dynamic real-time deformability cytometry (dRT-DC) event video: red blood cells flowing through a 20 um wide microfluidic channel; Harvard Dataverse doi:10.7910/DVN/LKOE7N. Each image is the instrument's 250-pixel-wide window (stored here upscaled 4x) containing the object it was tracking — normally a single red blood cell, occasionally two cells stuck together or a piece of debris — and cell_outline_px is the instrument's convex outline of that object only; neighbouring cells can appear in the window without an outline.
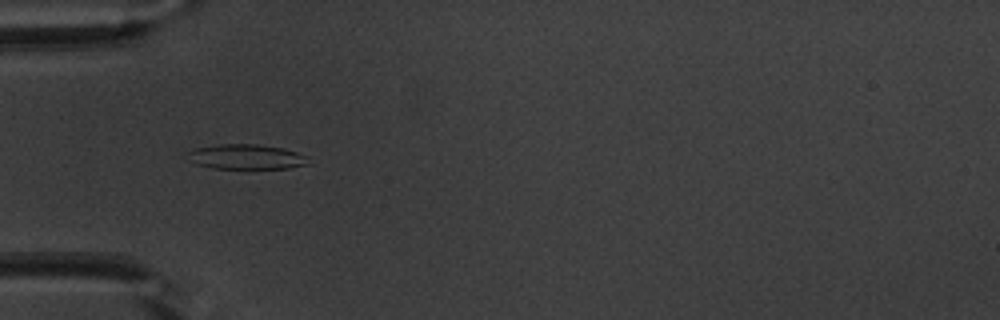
{"species": "common noctule bat (a hibernating species)", "species_latin": "Nyctalus noctula", "temperature_condition": "warm", "stored_images_in_passage": 51, "camera_frame_rate_fps": 3000, "um_per_image_px": 0.085, "animal": {"sex": "male", "body_mass_g": 20.1, "forearm_length_mm": 53.5}, "frame": {"image": 1, "passage_image": 16, "time_ms": 5.0, "image_size_px": [1000, 320], "cell_outline_px": [[308, 164], [288, 168], [212, 168], [196, 164], [184, 152], [196, 148], [220, 144], [256, 144], [284, 148], [296, 152], [304, 156]], "centroid_in_image_um": [20.88, 13.32], "position_along_channel_um": 64.1, "area_um2": 17.28}}
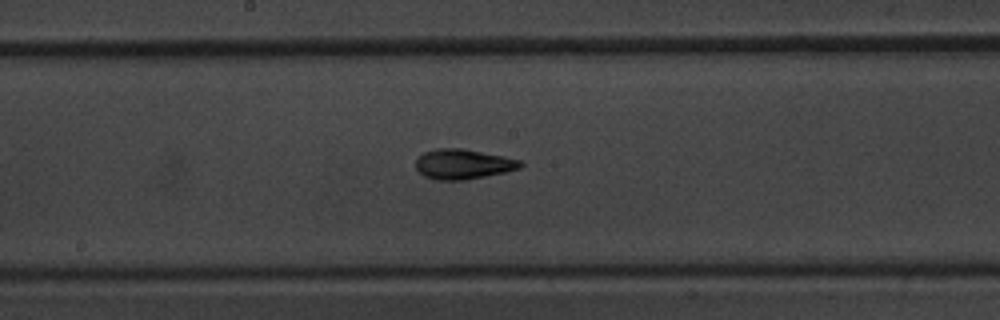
{"frame": {"image": 2, "passage_image": 27, "time_ms": 8.667, "image_size_px": [1000, 320], "cell_outline_px": [[524, 164], [520, 168], [504, 172], [464, 180], [436, 180], [424, 176], [416, 168], [416, 160], [424, 152], [436, 148], [460, 148], [504, 156], [520, 160]], "centroid_in_image_um": [39.35, 13.95], "position_along_channel_um": 208.8, "area_um2": 18.15}}
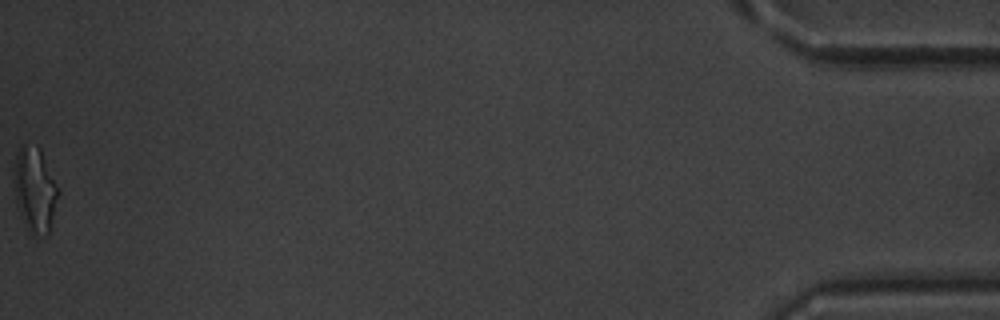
{"frame": {"image": 3, "passage_image": 51, "time_ms": 16.667, "image_size_px": [1000, 320], "cell_outline_px": [[60, 192], [48, 236], [32, 236], [28, 232], [24, 224], [16, 204], [12, 176], [12, 168], [16, 152], [24, 144], [40, 148], [60, 188]], "centroid_in_image_um": [2.95, 16.15], "position_along_channel_um": 432.2, "area_um2": 22.72}, "authors_computed_cell_mechanics": {"area_um2": 18.207, "velocity_mm_per_s": 3.9702, "shape_relaxation_time_tau1_ms": 8.2339, "shape_relaxation_time_tau2_ms": 2.9438, "deformation_change_tau1": 0.2321, "deformation_change_tau2": 0.1081}}